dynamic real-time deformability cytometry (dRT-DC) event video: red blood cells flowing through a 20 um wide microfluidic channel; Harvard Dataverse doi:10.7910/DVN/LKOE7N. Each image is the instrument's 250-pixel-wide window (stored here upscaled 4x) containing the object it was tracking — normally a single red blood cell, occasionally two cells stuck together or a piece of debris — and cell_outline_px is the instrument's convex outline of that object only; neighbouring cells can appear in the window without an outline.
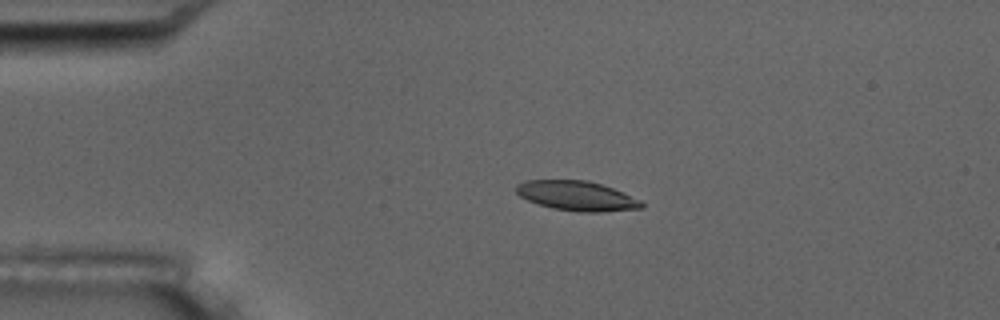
{"species": "common noctule bat (a hibernating species)", "species_latin": "Nyctalus noctula", "temperature_condition": "room temperature", "stored_images_in_passage": 5, "camera_frame_rate_fps": 3000, "um_per_image_px": 0.085, "animal": {"sex": "male", "body_mass_g": 17.5, "forearm_length_mm": 52.3}, "frame": {"image": 1, "passage_image": 4, "time_ms": 3.667, "image_size_px": [1000, 320], "cell_outline_px": [[644, 208], [600, 212], [580, 212], [552, 208], [528, 200], [520, 196], [516, 192], [516, 184], [528, 180], [588, 180], [612, 188], [640, 200], [644, 204]], "centroid_in_image_um": [49.03, 16.65], "position_along_channel_um": 36.0, "area_um2": 21.5}}